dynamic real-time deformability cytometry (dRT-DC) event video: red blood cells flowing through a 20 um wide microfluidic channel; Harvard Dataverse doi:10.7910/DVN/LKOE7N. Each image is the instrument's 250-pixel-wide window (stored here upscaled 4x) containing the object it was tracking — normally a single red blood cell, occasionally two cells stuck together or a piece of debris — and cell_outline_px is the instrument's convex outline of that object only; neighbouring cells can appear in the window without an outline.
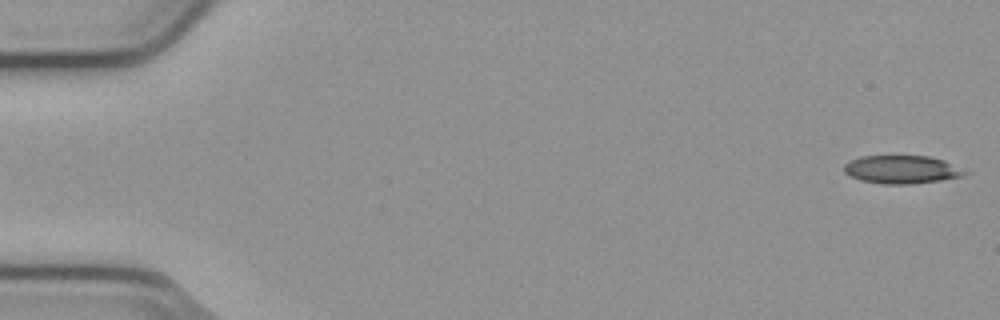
{"species": "common noctule bat (a hibernating species)", "species_latin": "Nyctalus noctula", "temperature_condition": "cold", "stored_images_in_passage": 54, "camera_frame_rate_fps": 3000, "um_per_image_px": 0.085, "animal": {"sex": "male", "body_mass_g": 23.1, "forearm_length_mm": 52.7}, "frame": {"image": 1, "passage_image": 1, "time_ms": 0.0, "image_size_px": [1000, 320], "cell_outline_px": [[968, 172], [960, 176], [940, 180], [912, 184], [884, 184], [860, 180], [844, 172], [844, 164], [860, 156], [928, 156], [944, 160]], "centroid_in_image_um": [76.62, 14.41], "position_along_channel_um": 8.4, "area_um2": 19.54}}
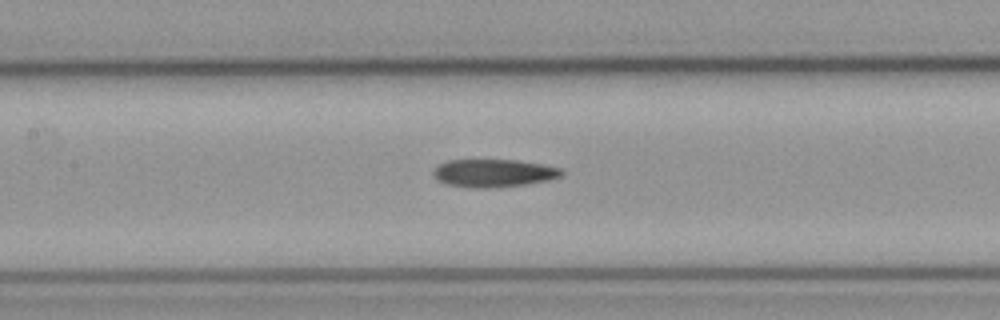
{"frame": {"image": 2, "passage_image": 25, "time_ms": 8.0, "image_size_px": [1000, 320], "cell_outline_px": [[564, 172], [560, 176], [548, 180], [524, 184], [484, 188], [476, 188], [448, 184], [436, 180], [432, 172], [440, 164], [448, 160], [516, 160], [544, 164], [560, 168]], "centroid_in_image_um": [41.95, 14.7], "position_along_channel_um": 165.4, "area_um2": 20.58}}
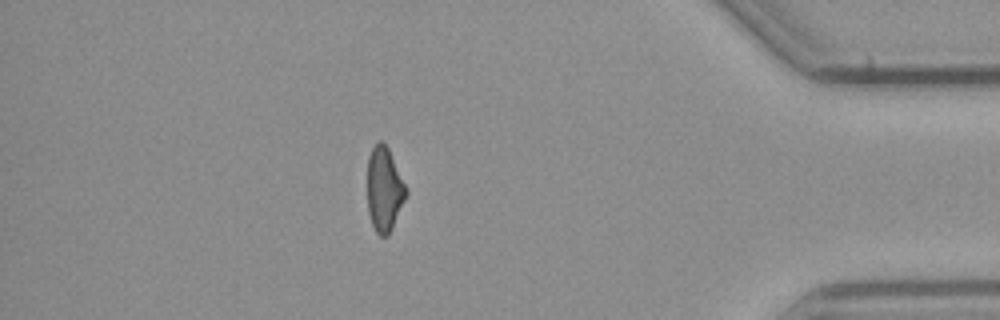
{"frame": {"image": 3, "passage_image": 47, "time_ms": 15.333, "image_size_px": [1000, 320], "cell_outline_px": [[408, 192], [392, 228], [388, 236], [380, 236], [376, 232], [372, 224], [368, 212], [368, 156], [372, 148], [380, 140], [388, 148], [408, 188]], "centroid_in_image_um": [32.67, 16.1], "position_along_channel_um": 402.5, "area_um2": 18.96}, "authors_computed_cell_mechanics": {"area_um2": 20.6635, "velocity_mm_per_s": 3.8183, "shape_relaxation_time_tau1_ms": 10.0042, "shape_relaxation_time_tau2_ms": 7.8333, "deformation_change_tau1": 0.2174, "deformation_change_tau2": 0.2056}}